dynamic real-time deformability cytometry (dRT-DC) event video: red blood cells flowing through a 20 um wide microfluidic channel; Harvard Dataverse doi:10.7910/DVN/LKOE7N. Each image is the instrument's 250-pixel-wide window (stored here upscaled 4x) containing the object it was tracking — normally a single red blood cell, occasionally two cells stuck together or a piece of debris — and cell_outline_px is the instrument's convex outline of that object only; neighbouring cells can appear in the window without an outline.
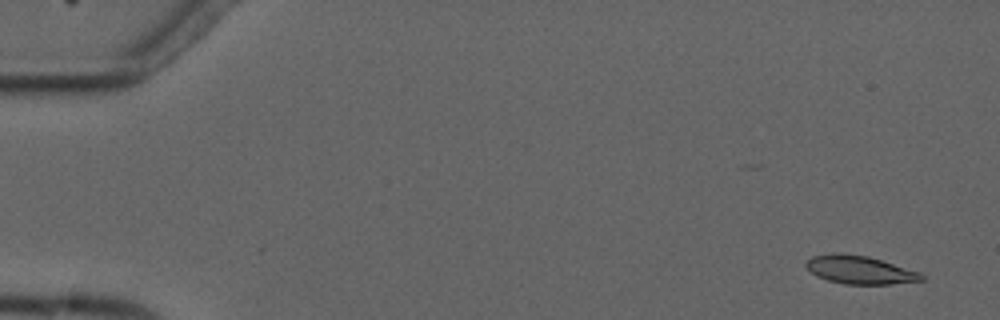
{"species": "common noctule bat (a hibernating species)", "species_latin": "Nyctalus noctula", "temperature_condition": "cold", "stored_images_in_passage": 5, "camera_frame_rate_fps": 3000, "um_per_image_px": 0.085, "animal": {"sex": "male", "forearm_length_mm": 52.5}, "frame": {"image": 1, "passage_image": 1, "time_ms": 0.0, "image_size_px": [1000, 320], "cell_outline_px": [[924, 280], [892, 284], [844, 284], [828, 280], [816, 276], [804, 264], [812, 256], [832, 252], [844, 252], [868, 256], [920, 272], [924, 276]], "centroid_in_image_um": [73.06, 22.92], "position_along_channel_um": 11.9, "area_um2": 19.07}}